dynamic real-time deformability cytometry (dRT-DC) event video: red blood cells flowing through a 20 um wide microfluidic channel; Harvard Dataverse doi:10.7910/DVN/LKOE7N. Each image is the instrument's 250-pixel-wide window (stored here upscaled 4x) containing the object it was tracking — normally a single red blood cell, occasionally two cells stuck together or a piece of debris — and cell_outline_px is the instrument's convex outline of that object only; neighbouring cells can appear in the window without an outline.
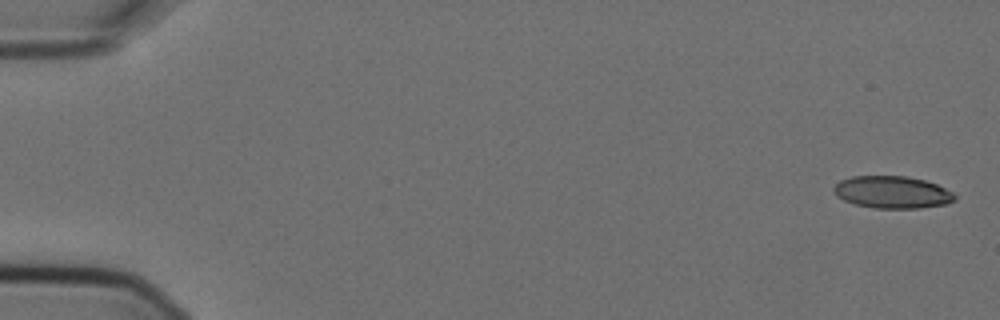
{"species": "Egyptian fruit bat (a non-hibernating species)", "species_latin": "Rousettus aegyptiacus", "temperature_condition": "cold", "stored_images_in_passage": 3, "camera_frame_rate_fps": 3000, "um_per_image_px": 0.085, "animal": {"sex": "female"}, "frame": {"image": 1, "passage_image": 1, "time_ms": 0.0, "image_size_px": [1000, 320], "cell_outline_px": [[956, 200], [948, 204], [920, 208], [872, 208], [856, 204], [844, 200], [836, 196], [832, 188], [840, 180], [852, 176], [908, 176], [924, 180], [936, 184], [952, 192], [956, 196]], "centroid_in_image_um": [75.84, 16.34], "position_along_channel_um": 9.2, "area_um2": 22.83}}